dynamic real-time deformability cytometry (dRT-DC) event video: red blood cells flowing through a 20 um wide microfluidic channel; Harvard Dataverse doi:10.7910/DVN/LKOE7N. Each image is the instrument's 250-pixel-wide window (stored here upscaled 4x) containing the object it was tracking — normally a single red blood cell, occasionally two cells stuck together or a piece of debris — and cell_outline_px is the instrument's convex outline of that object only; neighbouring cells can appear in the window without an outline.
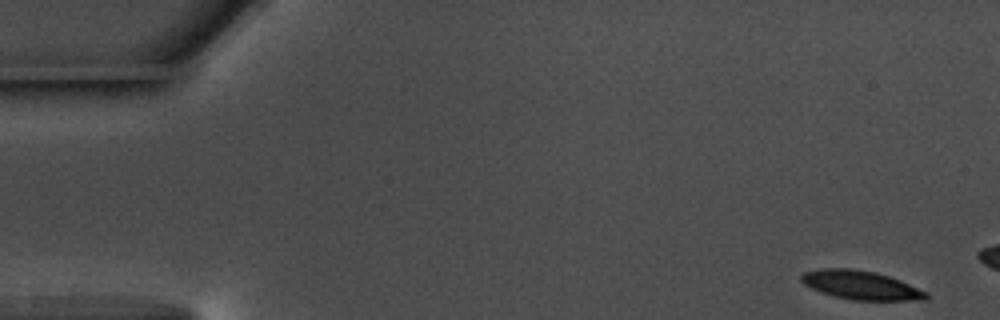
{"species": "common noctule bat (a hibernating species)", "species_latin": "Nyctalus noctula", "temperature_condition": "warm", "stored_images_in_passage": 11, "camera_frame_rate_fps": 3000, "um_per_image_px": 0.085, "animal": {"sex": "male", "body_mass_g": 17.5, "forearm_length_mm": 52.3}, "frame": {"image": 1, "passage_image": 1, "time_ms": 0.0, "image_size_px": [1000, 320], "cell_outline_px": [[928, 296], [924, 300], [852, 300], [832, 296], [820, 292], [804, 284], [800, 280], [800, 276], [804, 272], [820, 268], [852, 268], [872, 272], [888, 276], [900, 280], [928, 292]], "centroid_in_image_um": [73.14, 24.24], "position_along_channel_um": 11.9, "area_um2": 20.92}}